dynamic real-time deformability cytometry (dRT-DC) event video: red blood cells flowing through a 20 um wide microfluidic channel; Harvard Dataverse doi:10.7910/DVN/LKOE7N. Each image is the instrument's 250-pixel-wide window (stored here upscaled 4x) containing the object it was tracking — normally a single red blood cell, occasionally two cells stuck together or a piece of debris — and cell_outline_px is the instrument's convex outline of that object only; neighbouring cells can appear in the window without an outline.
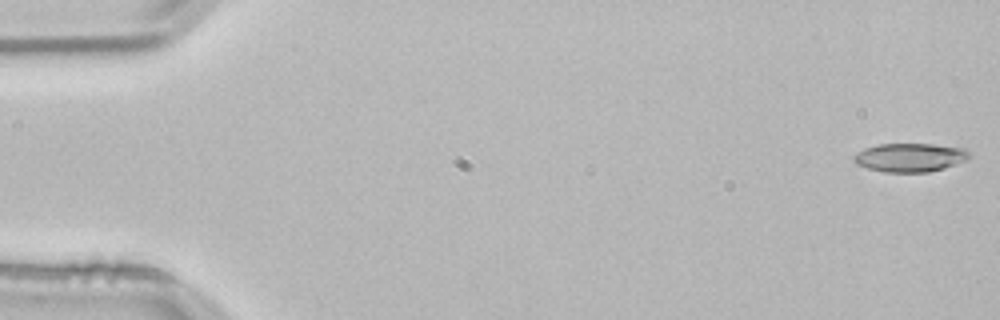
{"species": "common noctule bat (a hibernating species)", "species_latin": "Nyctalus noctula", "temperature_condition": "room temperature", "stored_images_in_passage": 11, "camera_frame_rate_fps": 3000, "um_per_image_px": 0.085, "animal": {"sex": "male", "body_mass_g": 21.5, "forearm_length_mm": 52.0}, "frame": {"image": 1, "passage_image": 1, "time_ms": 0.0, "image_size_px": [1000, 320], "cell_outline_px": [[972, 156], [968, 160], [944, 168], [928, 172], [884, 172], [868, 168], [856, 164], [852, 160], [852, 156], [856, 152], [864, 148], [880, 144], [932, 144], [964, 148]], "centroid_in_image_um": [77.34, 13.38], "position_along_channel_um": 7.7, "area_um2": 19.42}}